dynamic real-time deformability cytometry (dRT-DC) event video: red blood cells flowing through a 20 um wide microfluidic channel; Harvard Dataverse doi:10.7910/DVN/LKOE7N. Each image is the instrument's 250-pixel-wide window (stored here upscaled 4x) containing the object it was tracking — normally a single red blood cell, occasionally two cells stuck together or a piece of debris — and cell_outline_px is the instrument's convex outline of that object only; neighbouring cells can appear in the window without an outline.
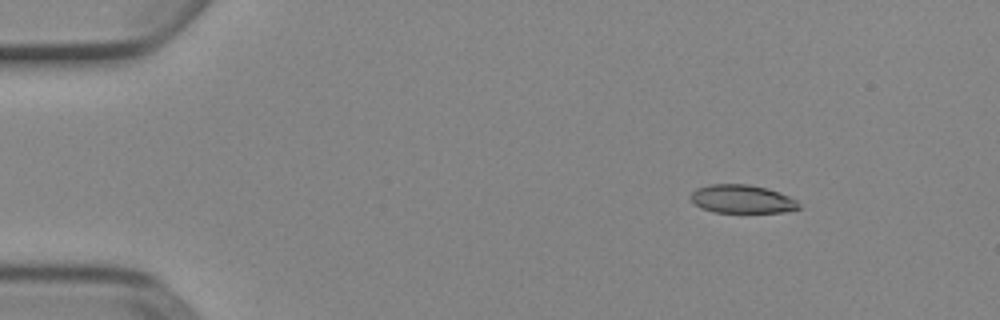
{"species": "Egyptian fruit bat (a non-hibernating species)", "species_latin": "Rousettus aegyptiacus", "temperature_condition": "cold", "stored_images_in_passage": 7, "camera_frame_rate_fps": 3000, "um_per_image_px": 0.085, "animal": {"sex": "female"}, "frame": {"image": 1, "passage_image": 2, "time_ms": 0.333, "image_size_px": [1000, 320], "cell_outline_px": [[800, 208], [784, 212], [712, 212], [700, 208], [692, 200], [692, 192], [696, 188], [712, 184], [748, 184], [768, 188], [780, 192], [796, 200], [800, 204]], "centroid_in_image_um": [63.09, 16.92], "position_along_channel_um": 21.9, "area_um2": 17.86}}
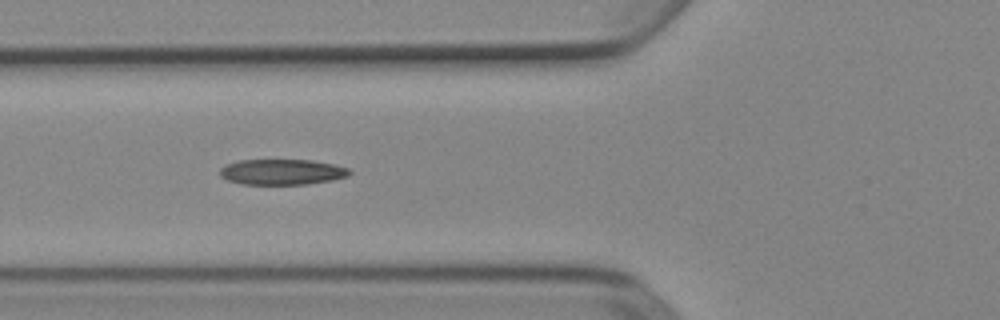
{"frame": {"image": 2, "passage_image": 5, "time_ms": 1.333, "image_size_px": [1000, 320], "cell_outline_px": [[352, 172], [348, 176], [332, 180], [308, 184], [240, 184], [228, 180], [220, 176], [220, 168], [224, 164], [236, 160], [312, 160], [332, 164], [348, 168]], "centroid_in_image_um": [23.94, 14.61], "position_along_channel_um": 101.9, "area_um2": 19.42}}
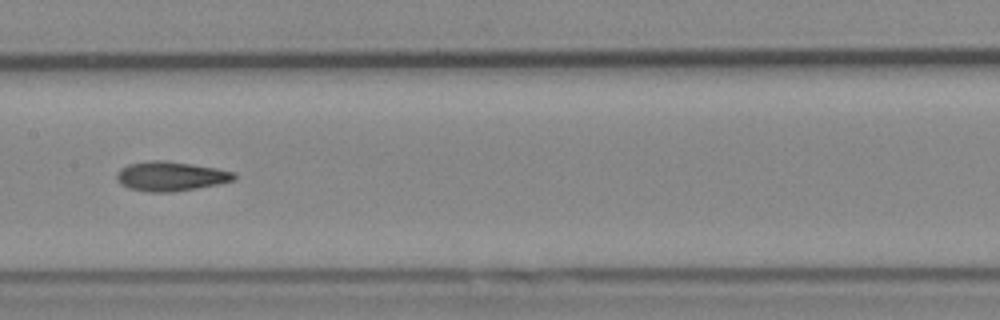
{"frame": {"image": 3, "passage_image": 7, "time_ms": 2.0, "image_size_px": [1000, 320], "cell_outline_px": [[236, 180], [196, 188], [172, 192], [148, 192], [128, 188], [120, 184], [116, 180], [116, 172], [120, 168], [128, 164], [148, 160], [164, 160], [192, 164], [216, 168], [236, 172]], "centroid_in_image_um": [14.47, 14.97], "position_along_channel_um": 192.9, "area_um2": 20.35}}